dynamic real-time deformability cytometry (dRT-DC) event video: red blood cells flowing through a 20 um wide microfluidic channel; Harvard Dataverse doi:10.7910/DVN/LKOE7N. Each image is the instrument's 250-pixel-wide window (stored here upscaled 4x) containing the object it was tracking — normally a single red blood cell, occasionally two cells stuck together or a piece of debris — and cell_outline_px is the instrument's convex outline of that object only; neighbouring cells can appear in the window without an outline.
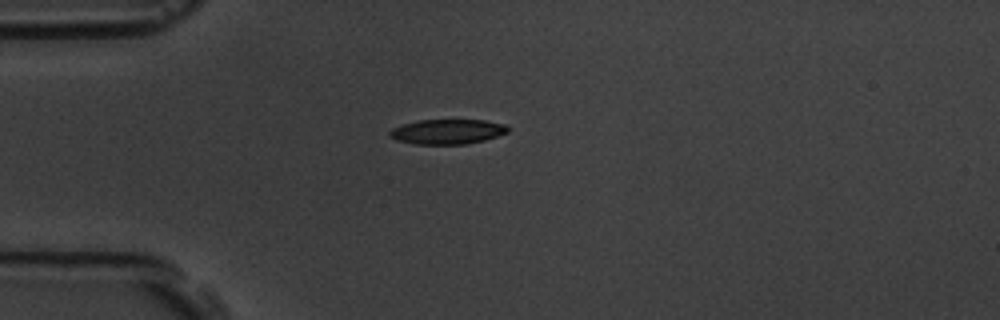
{"species": "common noctule bat (a hibernating species)", "species_latin": "Nyctalus noctula", "temperature_condition": "room temperature", "stored_images_in_passage": 42, "camera_frame_rate_fps": 3000, "um_per_image_px": 0.085, "animal": {"sex": "male", "body_mass_g": 19.5, "forearm_length_mm": 54.6}, "frame": {"image": 1, "passage_image": 1, "time_ms": 0.0, "image_size_px": [1000, 320], "cell_outline_px": [[508, 132], [484, 140], [468, 144], [416, 144], [396, 140], [388, 136], [388, 132], [392, 128], [404, 124], [420, 120], [484, 120], [508, 124]], "centroid_in_image_um": [38.03, 11.19], "position_along_channel_um": 47.0, "area_um2": 17.17}}
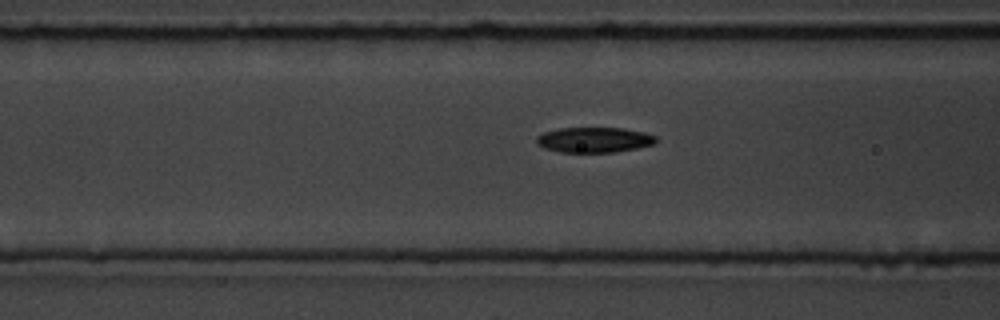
{"frame": {"image": 2, "passage_image": 8, "time_ms": 2.333, "image_size_px": [1000, 320], "cell_outline_px": [[656, 140], [652, 144], [636, 148], [612, 152], [560, 152], [544, 148], [536, 144], [536, 136], [544, 132], [560, 128], [624, 128], [644, 132], [656, 136]], "centroid_in_image_um": [50.46, 11.88], "position_along_channel_um": 116.1, "area_um2": 17.51}}
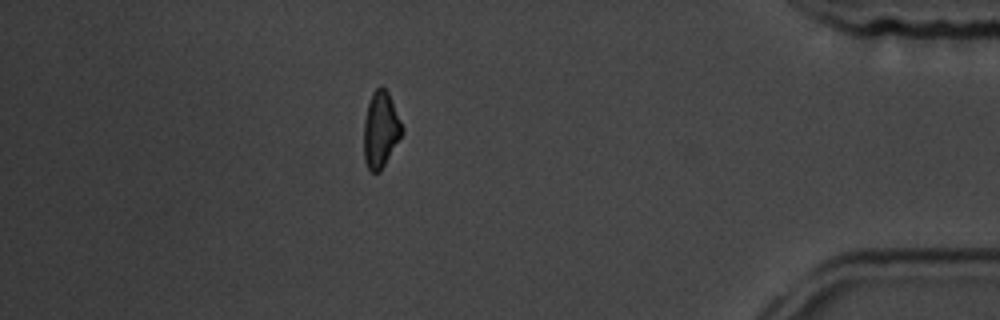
{"frame": {"image": 3, "passage_image": 35, "time_ms": 11.333, "image_size_px": [1000, 320], "cell_outline_px": [[404, 132], [380, 172], [372, 172], [368, 168], [364, 160], [364, 120], [368, 104], [372, 92], [380, 84], [388, 92], [404, 128]], "centroid_in_image_um": [32.36, 11.01], "position_along_channel_um": 402.8, "area_um2": 16.99}, "authors_computed_cell_mechanics": {"area_um2": 17.3689, "velocity_mm_per_s": 3.6684, "shape_relaxation_time_tau1_ms": 4.3231, "shape_relaxation_time_tau2_ms": 6.2347, "deformation_change_tau1": 0.1401, "deformation_change_tau2": 0.1406}}